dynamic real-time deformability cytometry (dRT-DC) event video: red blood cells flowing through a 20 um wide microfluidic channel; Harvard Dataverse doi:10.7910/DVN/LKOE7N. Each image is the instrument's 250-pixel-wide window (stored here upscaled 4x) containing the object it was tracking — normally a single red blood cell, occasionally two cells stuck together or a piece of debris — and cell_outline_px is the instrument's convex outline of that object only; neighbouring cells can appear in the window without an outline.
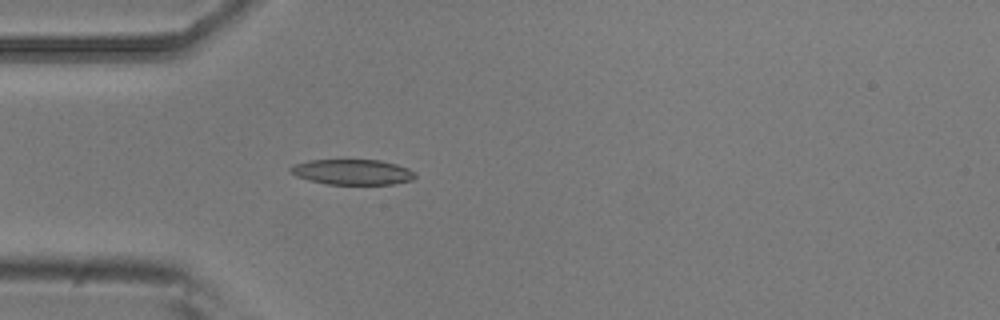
{"species": "common noctule bat (a hibernating species)", "species_latin": "Nyctalus noctula", "temperature_condition": "room temperature", "stored_images_in_passage": 5, "camera_frame_rate_fps": 3000, "um_per_image_px": 0.085, "animal": {"sex": "male", "body_mass_g": 20.5, "forearm_length_mm": 52.5}, "frame": {"image": 1, "passage_image": 5, "time_ms": 1.333, "image_size_px": [1000, 320], "cell_outline_px": [[416, 176], [412, 180], [392, 184], [328, 184], [296, 176], [288, 172], [288, 168], [292, 164], [308, 160], [380, 160], [396, 164], [408, 168], [416, 172]], "centroid_in_image_um": [29.94, 14.61], "position_along_channel_um": 55.1, "area_um2": 18.5}}